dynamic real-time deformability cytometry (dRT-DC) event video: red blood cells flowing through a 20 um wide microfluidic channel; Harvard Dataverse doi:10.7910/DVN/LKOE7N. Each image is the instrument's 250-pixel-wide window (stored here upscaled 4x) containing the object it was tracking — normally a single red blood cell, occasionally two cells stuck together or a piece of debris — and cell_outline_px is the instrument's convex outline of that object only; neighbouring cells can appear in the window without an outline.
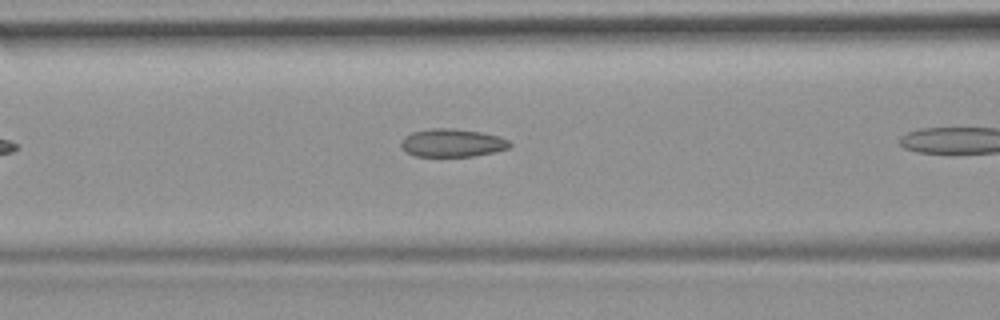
{"species": "common noctule bat (a hibernating species)", "species_latin": "Nyctalus noctula", "temperature_condition": "room temperature", "stored_images_in_passage": 10, "camera_frame_rate_fps": 3000, "um_per_image_px": 0.085, "animal": {"sex": "female", "body_mass_g": 19.9}, "frame": {"image": 1, "passage_image": 9, "time_ms": 2.667, "image_size_px": [1000, 320], "cell_outline_px": [[512, 144], [508, 148], [496, 152], [472, 156], [416, 156], [404, 152], [400, 148], [400, 144], [404, 136], [412, 132], [432, 128], [452, 128], [480, 132], [496, 136], [508, 140]], "centroid_in_image_um": [38.39, 12.15], "position_along_channel_um": 128.2, "area_um2": 17.8}}